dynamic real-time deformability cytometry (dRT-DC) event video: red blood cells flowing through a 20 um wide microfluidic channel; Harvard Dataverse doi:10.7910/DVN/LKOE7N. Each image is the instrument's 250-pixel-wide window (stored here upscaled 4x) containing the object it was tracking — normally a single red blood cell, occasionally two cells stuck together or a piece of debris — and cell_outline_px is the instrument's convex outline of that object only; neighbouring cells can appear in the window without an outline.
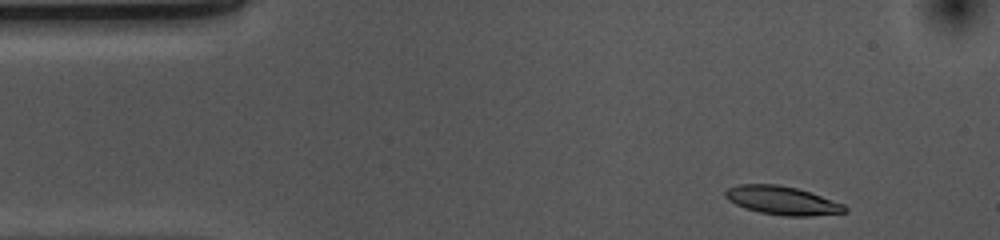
{"species": "common noctule bat (a hibernating species)", "species_latin": "Nyctalus noctula", "temperature_condition": "cold", "stored_images_in_passage": 41, "camera_frame_rate_fps": 3000, "um_per_image_px": 0.085, "animal": {"sex": "female", "body_mass_g": 10.0, "forearm_length_mm": 53.1}, "frame": {"image": 1, "passage_image": 1, "time_ms": 0.0, "image_size_px": [1000, 240], "cell_outline_px": [[848, 212], [812, 216], [784, 216], [760, 212], [744, 208], [728, 200], [724, 196], [724, 192], [728, 188], [740, 184], [776, 184], [796, 188], [844, 204], [848, 208]], "centroid_in_image_um": [66.48, 17.05], "position_along_channel_um": 18.5, "area_um2": 19.77}}
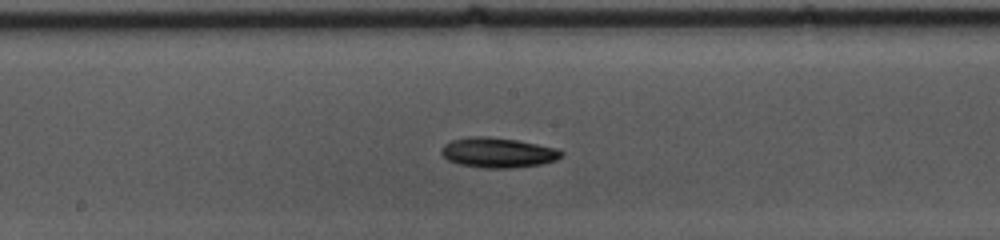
{"frame": {"image": 2, "passage_image": 22, "time_ms": 7.0, "image_size_px": [1000, 240], "cell_outline_px": [[564, 156], [556, 160], [540, 164], [512, 168], [484, 168], [460, 164], [448, 160], [440, 152], [440, 148], [444, 144], [452, 140], [472, 136], [488, 136], [516, 140], [560, 148], [564, 152]], "centroid_in_image_um": [42.35, 12.97], "position_along_channel_um": 205.8, "area_um2": 21.15}}
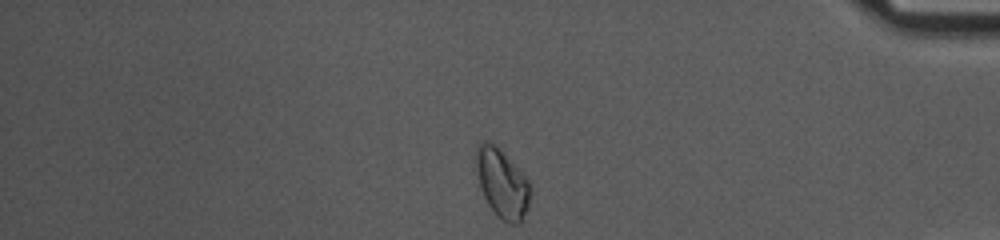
{"frame": {"image": 3, "passage_image": 40, "time_ms": 13.0, "image_size_px": [1000, 240], "cell_outline_px": [[532, 188], [528, 208], [524, 220], [520, 224], [508, 224], [496, 216], [488, 204], [480, 188], [472, 168], [476, 148], [480, 140], [484, 140], [492, 144], [528, 180]], "centroid_in_image_um": [42.63, 15.64], "position_along_channel_um": 392.6, "area_um2": 22.14}, "authors_computed_cell_mechanics": {"area_um2": 19.941, "velocity_mm_per_s": 3.6687, "shape_relaxation_time_tau1_ms": 2.7675, "shape_relaxation_time_tau2_ms": null, "deformation_change_tau1": 0.0965, "deformation_change_tau2": null}}